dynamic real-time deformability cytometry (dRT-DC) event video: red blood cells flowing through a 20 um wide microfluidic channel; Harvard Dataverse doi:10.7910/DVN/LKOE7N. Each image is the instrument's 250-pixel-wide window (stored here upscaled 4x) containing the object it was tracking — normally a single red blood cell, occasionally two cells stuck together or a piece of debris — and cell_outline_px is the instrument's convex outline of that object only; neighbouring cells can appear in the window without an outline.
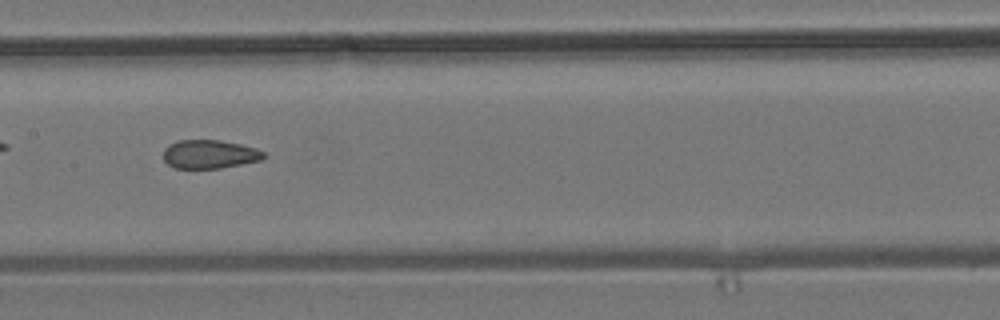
{"species": "common noctule bat (a hibernating species)", "species_latin": "Nyctalus noctula", "temperature_condition": "room temperature", "stored_images_in_passage": 39, "camera_frame_rate_fps": 3000, "um_per_image_px": 0.085, "animal": {"sex": "male", "body_mass_g": 19.2, "forearm_length_mm": 51.8}, "frame": {"image": 1, "passage_image": 12, "time_ms": 3.667, "image_size_px": [1000, 320], "cell_outline_px": [[264, 156], [260, 160], [220, 168], [172, 168], [164, 160], [164, 148], [168, 144], [176, 140], [220, 140], [240, 144], [256, 148], [264, 152]], "centroid_in_image_um": [17.76, 13.1], "position_along_channel_um": 189.6, "area_um2": 16.7}, "authors_computed_cell_mechanics": {"area_um2": 17.5712, "velocity_mm_per_s": 3.8369, "shape_relaxation_time_tau1_ms": null, "shape_relaxation_time_tau2_ms": 2.1156, "deformation_change_tau1": null, "deformation_change_tau2": 0.0799}}